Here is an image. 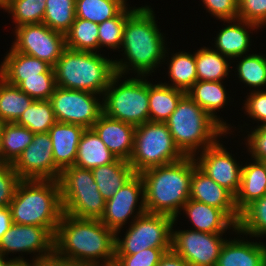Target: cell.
I'll return each instance as SVG.
<instances>
[{"mask_svg":"<svg viewBox=\"0 0 266 266\" xmlns=\"http://www.w3.org/2000/svg\"><path fill=\"white\" fill-rule=\"evenodd\" d=\"M115 233L99 219H80L63 213L54 235L58 266H112ZM102 261V262H100Z\"/></svg>","mask_w":266,"mask_h":266,"instance_id":"obj_1","label":"cell"},{"mask_svg":"<svg viewBox=\"0 0 266 266\" xmlns=\"http://www.w3.org/2000/svg\"><path fill=\"white\" fill-rule=\"evenodd\" d=\"M150 7H136L127 17L120 50L125 56L113 60L116 74L125 76L133 70L137 76H149L168 57L165 36L159 31Z\"/></svg>","mask_w":266,"mask_h":266,"instance_id":"obj_2","label":"cell"},{"mask_svg":"<svg viewBox=\"0 0 266 266\" xmlns=\"http://www.w3.org/2000/svg\"><path fill=\"white\" fill-rule=\"evenodd\" d=\"M194 157L157 166L140 173L144 183L146 212L165 214L178 219L183 205L189 200Z\"/></svg>","mask_w":266,"mask_h":266,"instance_id":"obj_3","label":"cell"},{"mask_svg":"<svg viewBox=\"0 0 266 266\" xmlns=\"http://www.w3.org/2000/svg\"><path fill=\"white\" fill-rule=\"evenodd\" d=\"M9 208L13 223L46 227L55 235L64 213L58 180H20Z\"/></svg>","mask_w":266,"mask_h":266,"instance_id":"obj_4","label":"cell"},{"mask_svg":"<svg viewBox=\"0 0 266 266\" xmlns=\"http://www.w3.org/2000/svg\"><path fill=\"white\" fill-rule=\"evenodd\" d=\"M165 123L176 146L185 156L194 157L197 153L214 145L221 136L228 134L187 94L180 99L176 109Z\"/></svg>","mask_w":266,"mask_h":266,"instance_id":"obj_5","label":"cell"},{"mask_svg":"<svg viewBox=\"0 0 266 266\" xmlns=\"http://www.w3.org/2000/svg\"><path fill=\"white\" fill-rule=\"evenodd\" d=\"M53 68L57 87L102 96L116 74L113 60L103 57V54L67 47Z\"/></svg>","mask_w":266,"mask_h":266,"instance_id":"obj_6","label":"cell"},{"mask_svg":"<svg viewBox=\"0 0 266 266\" xmlns=\"http://www.w3.org/2000/svg\"><path fill=\"white\" fill-rule=\"evenodd\" d=\"M122 77L124 76L115 74L111 78L102 98L103 113L135 127L149 122L147 77H129L119 84Z\"/></svg>","mask_w":266,"mask_h":266,"instance_id":"obj_7","label":"cell"},{"mask_svg":"<svg viewBox=\"0 0 266 266\" xmlns=\"http://www.w3.org/2000/svg\"><path fill=\"white\" fill-rule=\"evenodd\" d=\"M63 212L80 219H100L106 200L101 196L92 170L75 165L61 171L58 179Z\"/></svg>","mask_w":266,"mask_h":266,"instance_id":"obj_8","label":"cell"},{"mask_svg":"<svg viewBox=\"0 0 266 266\" xmlns=\"http://www.w3.org/2000/svg\"><path fill=\"white\" fill-rule=\"evenodd\" d=\"M184 157L166 123L149 121L136 126L133 151L129 160L135 174L177 162Z\"/></svg>","mask_w":266,"mask_h":266,"instance_id":"obj_9","label":"cell"},{"mask_svg":"<svg viewBox=\"0 0 266 266\" xmlns=\"http://www.w3.org/2000/svg\"><path fill=\"white\" fill-rule=\"evenodd\" d=\"M174 218L145 212L130 222L123 238L115 235V255H132L147 248H171Z\"/></svg>","mask_w":266,"mask_h":266,"instance_id":"obj_10","label":"cell"},{"mask_svg":"<svg viewBox=\"0 0 266 266\" xmlns=\"http://www.w3.org/2000/svg\"><path fill=\"white\" fill-rule=\"evenodd\" d=\"M102 97L92 92L56 87L50 101L57 122L77 124L86 129L103 114Z\"/></svg>","mask_w":266,"mask_h":266,"instance_id":"obj_11","label":"cell"},{"mask_svg":"<svg viewBox=\"0 0 266 266\" xmlns=\"http://www.w3.org/2000/svg\"><path fill=\"white\" fill-rule=\"evenodd\" d=\"M11 252L35 253L33 262L53 264L54 235L46 227L13 223L0 240V254L7 256Z\"/></svg>","mask_w":266,"mask_h":266,"instance_id":"obj_12","label":"cell"},{"mask_svg":"<svg viewBox=\"0 0 266 266\" xmlns=\"http://www.w3.org/2000/svg\"><path fill=\"white\" fill-rule=\"evenodd\" d=\"M15 40L10 48L38 58L54 67L66 48L65 35L44 23L14 27Z\"/></svg>","mask_w":266,"mask_h":266,"instance_id":"obj_13","label":"cell"},{"mask_svg":"<svg viewBox=\"0 0 266 266\" xmlns=\"http://www.w3.org/2000/svg\"><path fill=\"white\" fill-rule=\"evenodd\" d=\"M172 225L171 250L190 266H216L221 249L227 239L223 233H206L191 229L174 231Z\"/></svg>","mask_w":266,"mask_h":266,"instance_id":"obj_14","label":"cell"},{"mask_svg":"<svg viewBox=\"0 0 266 266\" xmlns=\"http://www.w3.org/2000/svg\"><path fill=\"white\" fill-rule=\"evenodd\" d=\"M139 200L141 201L138 202ZM144 200L142 177L140 174H135L106 201L104 213L99 220L107 228L111 229L115 235H119L121 229L124 228L123 225L128 223L127 220H130V217L133 218L131 219L132 222L146 212ZM137 204L140 205L138 206Z\"/></svg>","mask_w":266,"mask_h":266,"instance_id":"obj_15","label":"cell"},{"mask_svg":"<svg viewBox=\"0 0 266 266\" xmlns=\"http://www.w3.org/2000/svg\"><path fill=\"white\" fill-rule=\"evenodd\" d=\"M21 180H58L61 170L55 165L49 133H34L32 142L12 164Z\"/></svg>","mask_w":266,"mask_h":266,"instance_id":"obj_16","label":"cell"},{"mask_svg":"<svg viewBox=\"0 0 266 266\" xmlns=\"http://www.w3.org/2000/svg\"><path fill=\"white\" fill-rule=\"evenodd\" d=\"M219 141L197 153L194 159L201 171L235 196L240 187L243 165Z\"/></svg>","mask_w":266,"mask_h":266,"instance_id":"obj_17","label":"cell"},{"mask_svg":"<svg viewBox=\"0 0 266 266\" xmlns=\"http://www.w3.org/2000/svg\"><path fill=\"white\" fill-rule=\"evenodd\" d=\"M189 199L222 209L238 224L240 213L235 205V196L213 181L197 166L192 173Z\"/></svg>","mask_w":266,"mask_h":266,"instance_id":"obj_18","label":"cell"},{"mask_svg":"<svg viewBox=\"0 0 266 266\" xmlns=\"http://www.w3.org/2000/svg\"><path fill=\"white\" fill-rule=\"evenodd\" d=\"M91 128L118 159L129 162L133 151L135 126L103 113Z\"/></svg>","mask_w":266,"mask_h":266,"instance_id":"obj_19","label":"cell"},{"mask_svg":"<svg viewBox=\"0 0 266 266\" xmlns=\"http://www.w3.org/2000/svg\"><path fill=\"white\" fill-rule=\"evenodd\" d=\"M228 23L226 27H222L217 33L214 42V50L218 51L223 56L230 60H238L237 57L246 55L250 48V33L251 30H257L260 27L254 23L246 22L241 19L224 20ZM233 22V23H232ZM249 31H248V30ZM233 58V59H232Z\"/></svg>","mask_w":266,"mask_h":266,"instance_id":"obj_20","label":"cell"},{"mask_svg":"<svg viewBox=\"0 0 266 266\" xmlns=\"http://www.w3.org/2000/svg\"><path fill=\"white\" fill-rule=\"evenodd\" d=\"M84 130L83 126L63 122H56L49 129L54 162L61 171L74 165Z\"/></svg>","mask_w":266,"mask_h":266,"instance_id":"obj_21","label":"cell"},{"mask_svg":"<svg viewBox=\"0 0 266 266\" xmlns=\"http://www.w3.org/2000/svg\"><path fill=\"white\" fill-rule=\"evenodd\" d=\"M181 210L193 224L194 231L226 233L227 229L237 230V224L222 209L189 199Z\"/></svg>","mask_w":266,"mask_h":266,"instance_id":"obj_22","label":"cell"},{"mask_svg":"<svg viewBox=\"0 0 266 266\" xmlns=\"http://www.w3.org/2000/svg\"><path fill=\"white\" fill-rule=\"evenodd\" d=\"M216 266H266V244L245 237L226 240Z\"/></svg>","mask_w":266,"mask_h":266,"instance_id":"obj_23","label":"cell"},{"mask_svg":"<svg viewBox=\"0 0 266 266\" xmlns=\"http://www.w3.org/2000/svg\"><path fill=\"white\" fill-rule=\"evenodd\" d=\"M41 73L55 72L47 62L12 48L0 64V77L14 86H18L23 81V77H41Z\"/></svg>","mask_w":266,"mask_h":266,"instance_id":"obj_24","label":"cell"},{"mask_svg":"<svg viewBox=\"0 0 266 266\" xmlns=\"http://www.w3.org/2000/svg\"><path fill=\"white\" fill-rule=\"evenodd\" d=\"M222 81H200L197 80L186 94L194 100L204 111H206L213 119H215L228 133L231 131L230 124L220 118L216 111L228 104L230 96L222 84ZM228 96V97H227ZM223 120V121H222ZM225 121V122H224Z\"/></svg>","mask_w":266,"mask_h":266,"instance_id":"obj_25","label":"cell"},{"mask_svg":"<svg viewBox=\"0 0 266 266\" xmlns=\"http://www.w3.org/2000/svg\"><path fill=\"white\" fill-rule=\"evenodd\" d=\"M242 166L240 187L235 195V205L241 213L253 201L266 194V162L252 159Z\"/></svg>","mask_w":266,"mask_h":266,"instance_id":"obj_26","label":"cell"},{"mask_svg":"<svg viewBox=\"0 0 266 266\" xmlns=\"http://www.w3.org/2000/svg\"><path fill=\"white\" fill-rule=\"evenodd\" d=\"M117 157L106 147L92 128H86L80 138L74 165L90 169L114 162Z\"/></svg>","mask_w":266,"mask_h":266,"instance_id":"obj_27","label":"cell"},{"mask_svg":"<svg viewBox=\"0 0 266 266\" xmlns=\"http://www.w3.org/2000/svg\"><path fill=\"white\" fill-rule=\"evenodd\" d=\"M92 173L100 194L106 201L135 175L129 162L118 158L110 164L93 168Z\"/></svg>","mask_w":266,"mask_h":266,"instance_id":"obj_28","label":"cell"},{"mask_svg":"<svg viewBox=\"0 0 266 266\" xmlns=\"http://www.w3.org/2000/svg\"><path fill=\"white\" fill-rule=\"evenodd\" d=\"M184 91L165 84L148 81L149 119L151 122L165 123L176 109Z\"/></svg>","mask_w":266,"mask_h":266,"instance_id":"obj_29","label":"cell"},{"mask_svg":"<svg viewBox=\"0 0 266 266\" xmlns=\"http://www.w3.org/2000/svg\"><path fill=\"white\" fill-rule=\"evenodd\" d=\"M34 133L16 123H2L0 136V160L13 164L32 142Z\"/></svg>","mask_w":266,"mask_h":266,"instance_id":"obj_30","label":"cell"},{"mask_svg":"<svg viewBox=\"0 0 266 266\" xmlns=\"http://www.w3.org/2000/svg\"><path fill=\"white\" fill-rule=\"evenodd\" d=\"M211 48V49H210ZM201 47L195 52V63L198 80L222 81L229 75L231 61L212 47ZM230 61V62H229ZM230 64V65H229Z\"/></svg>","mask_w":266,"mask_h":266,"instance_id":"obj_31","label":"cell"},{"mask_svg":"<svg viewBox=\"0 0 266 266\" xmlns=\"http://www.w3.org/2000/svg\"><path fill=\"white\" fill-rule=\"evenodd\" d=\"M34 99L0 77V123H16Z\"/></svg>","mask_w":266,"mask_h":266,"instance_id":"obj_32","label":"cell"},{"mask_svg":"<svg viewBox=\"0 0 266 266\" xmlns=\"http://www.w3.org/2000/svg\"><path fill=\"white\" fill-rule=\"evenodd\" d=\"M174 54V55H173ZM168 61V76L171 84L164 82L163 84L171 86L175 89L184 91L185 93L198 80L194 54L184 51L173 53Z\"/></svg>","mask_w":266,"mask_h":266,"instance_id":"obj_33","label":"cell"},{"mask_svg":"<svg viewBox=\"0 0 266 266\" xmlns=\"http://www.w3.org/2000/svg\"><path fill=\"white\" fill-rule=\"evenodd\" d=\"M127 0H76V18L100 24L115 17L126 5Z\"/></svg>","mask_w":266,"mask_h":266,"instance_id":"obj_34","label":"cell"},{"mask_svg":"<svg viewBox=\"0 0 266 266\" xmlns=\"http://www.w3.org/2000/svg\"><path fill=\"white\" fill-rule=\"evenodd\" d=\"M65 40L67 48L97 53L99 50L98 24L75 18L70 30L65 34Z\"/></svg>","mask_w":266,"mask_h":266,"instance_id":"obj_35","label":"cell"},{"mask_svg":"<svg viewBox=\"0 0 266 266\" xmlns=\"http://www.w3.org/2000/svg\"><path fill=\"white\" fill-rule=\"evenodd\" d=\"M236 234L251 238L266 236V194L240 213Z\"/></svg>","mask_w":266,"mask_h":266,"instance_id":"obj_36","label":"cell"},{"mask_svg":"<svg viewBox=\"0 0 266 266\" xmlns=\"http://www.w3.org/2000/svg\"><path fill=\"white\" fill-rule=\"evenodd\" d=\"M56 122L51 101L34 100L16 124L28 128L33 133H47Z\"/></svg>","mask_w":266,"mask_h":266,"instance_id":"obj_37","label":"cell"},{"mask_svg":"<svg viewBox=\"0 0 266 266\" xmlns=\"http://www.w3.org/2000/svg\"><path fill=\"white\" fill-rule=\"evenodd\" d=\"M76 0H46L43 23L50 29L66 34L75 21Z\"/></svg>","mask_w":266,"mask_h":266,"instance_id":"obj_38","label":"cell"},{"mask_svg":"<svg viewBox=\"0 0 266 266\" xmlns=\"http://www.w3.org/2000/svg\"><path fill=\"white\" fill-rule=\"evenodd\" d=\"M237 58L240 60L236 61L239 81L250 88L254 87L257 91L263 90L260 88L266 86V56L252 53Z\"/></svg>","mask_w":266,"mask_h":266,"instance_id":"obj_39","label":"cell"},{"mask_svg":"<svg viewBox=\"0 0 266 266\" xmlns=\"http://www.w3.org/2000/svg\"><path fill=\"white\" fill-rule=\"evenodd\" d=\"M125 6L115 17L98 24L99 49L107 47L118 50L121 48L123 31L127 17L136 9Z\"/></svg>","mask_w":266,"mask_h":266,"instance_id":"obj_40","label":"cell"},{"mask_svg":"<svg viewBox=\"0 0 266 266\" xmlns=\"http://www.w3.org/2000/svg\"><path fill=\"white\" fill-rule=\"evenodd\" d=\"M46 0H9L5 11L12 15L15 26L43 23Z\"/></svg>","mask_w":266,"mask_h":266,"instance_id":"obj_41","label":"cell"},{"mask_svg":"<svg viewBox=\"0 0 266 266\" xmlns=\"http://www.w3.org/2000/svg\"><path fill=\"white\" fill-rule=\"evenodd\" d=\"M17 87L34 100H50L57 87L55 73H41V77H23Z\"/></svg>","mask_w":266,"mask_h":266,"instance_id":"obj_42","label":"cell"},{"mask_svg":"<svg viewBox=\"0 0 266 266\" xmlns=\"http://www.w3.org/2000/svg\"><path fill=\"white\" fill-rule=\"evenodd\" d=\"M171 248H147L132 255H115L113 266H157Z\"/></svg>","mask_w":266,"mask_h":266,"instance_id":"obj_43","label":"cell"},{"mask_svg":"<svg viewBox=\"0 0 266 266\" xmlns=\"http://www.w3.org/2000/svg\"><path fill=\"white\" fill-rule=\"evenodd\" d=\"M238 19L265 26L266 0H238Z\"/></svg>","mask_w":266,"mask_h":266,"instance_id":"obj_44","label":"cell"},{"mask_svg":"<svg viewBox=\"0 0 266 266\" xmlns=\"http://www.w3.org/2000/svg\"><path fill=\"white\" fill-rule=\"evenodd\" d=\"M20 180L12 164L0 165V207L9 206Z\"/></svg>","mask_w":266,"mask_h":266,"instance_id":"obj_45","label":"cell"},{"mask_svg":"<svg viewBox=\"0 0 266 266\" xmlns=\"http://www.w3.org/2000/svg\"><path fill=\"white\" fill-rule=\"evenodd\" d=\"M246 100H244V112L253 120L261 121L262 124L266 125V91L265 90H251Z\"/></svg>","mask_w":266,"mask_h":266,"instance_id":"obj_46","label":"cell"},{"mask_svg":"<svg viewBox=\"0 0 266 266\" xmlns=\"http://www.w3.org/2000/svg\"><path fill=\"white\" fill-rule=\"evenodd\" d=\"M246 147L251 154V159L266 162V125H259L247 134Z\"/></svg>","mask_w":266,"mask_h":266,"instance_id":"obj_47","label":"cell"},{"mask_svg":"<svg viewBox=\"0 0 266 266\" xmlns=\"http://www.w3.org/2000/svg\"><path fill=\"white\" fill-rule=\"evenodd\" d=\"M202 2L209 14L221 21L238 18V0H202Z\"/></svg>","mask_w":266,"mask_h":266,"instance_id":"obj_48","label":"cell"},{"mask_svg":"<svg viewBox=\"0 0 266 266\" xmlns=\"http://www.w3.org/2000/svg\"><path fill=\"white\" fill-rule=\"evenodd\" d=\"M157 266H190L181 256L172 250L166 252L160 259Z\"/></svg>","mask_w":266,"mask_h":266,"instance_id":"obj_49","label":"cell"},{"mask_svg":"<svg viewBox=\"0 0 266 266\" xmlns=\"http://www.w3.org/2000/svg\"><path fill=\"white\" fill-rule=\"evenodd\" d=\"M13 224L9 206L0 207V240Z\"/></svg>","mask_w":266,"mask_h":266,"instance_id":"obj_50","label":"cell"},{"mask_svg":"<svg viewBox=\"0 0 266 266\" xmlns=\"http://www.w3.org/2000/svg\"><path fill=\"white\" fill-rule=\"evenodd\" d=\"M28 262L27 259L25 260H13L8 266H42L39 263L33 262L29 260Z\"/></svg>","mask_w":266,"mask_h":266,"instance_id":"obj_51","label":"cell"},{"mask_svg":"<svg viewBox=\"0 0 266 266\" xmlns=\"http://www.w3.org/2000/svg\"><path fill=\"white\" fill-rule=\"evenodd\" d=\"M5 256L1 255L0 254V266H8L13 260H24L25 258L21 257L19 255V257H16V258H6Z\"/></svg>","mask_w":266,"mask_h":266,"instance_id":"obj_52","label":"cell"},{"mask_svg":"<svg viewBox=\"0 0 266 266\" xmlns=\"http://www.w3.org/2000/svg\"><path fill=\"white\" fill-rule=\"evenodd\" d=\"M8 3H9V0H0V8L5 10L6 7L8 6Z\"/></svg>","mask_w":266,"mask_h":266,"instance_id":"obj_53","label":"cell"},{"mask_svg":"<svg viewBox=\"0 0 266 266\" xmlns=\"http://www.w3.org/2000/svg\"><path fill=\"white\" fill-rule=\"evenodd\" d=\"M44 266H58V265H55V264H49V265H44Z\"/></svg>","mask_w":266,"mask_h":266,"instance_id":"obj_54","label":"cell"},{"mask_svg":"<svg viewBox=\"0 0 266 266\" xmlns=\"http://www.w3.org/2000/svg\"><path fill=\"white\" fill-rule=\"evenodd\" d=\"M2 123H0V136H1Z\"/></svg>","mask_w":266,"mask_h":266,"instance_id":"obj_55","label":"cell"}]
</instances>
